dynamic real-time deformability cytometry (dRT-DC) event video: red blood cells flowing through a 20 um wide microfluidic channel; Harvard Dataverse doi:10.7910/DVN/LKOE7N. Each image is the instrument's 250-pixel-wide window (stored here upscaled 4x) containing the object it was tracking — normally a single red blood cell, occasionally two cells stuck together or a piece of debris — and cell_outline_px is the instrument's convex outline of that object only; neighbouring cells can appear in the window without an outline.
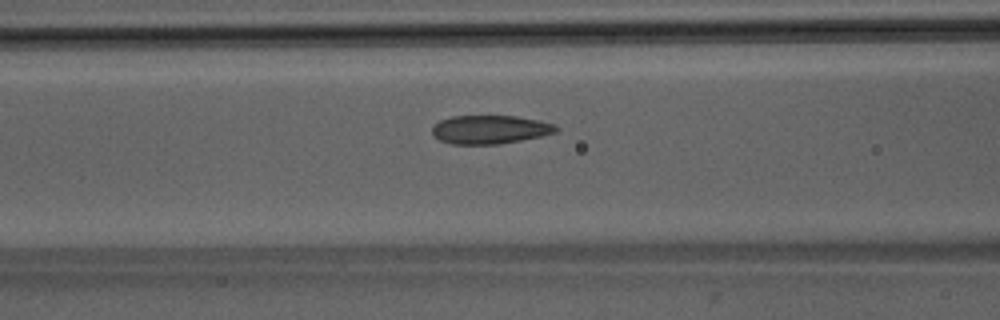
{"species": "Egyptian fruit bat (a non-hibernating species)", "species_latin": "Rousettus aegyptiacus", "temperature_condition": "room temperature", "stored_images_in_passage": 38, "segment_of_instrument_passage": [1, 2], "camera_frame_rate_fps": 3000, "um_per_image_px": 0.085, "animal": {"sex": "male"}, "frame": {"image": 1, "passage_image": 7, "time_ms": 2.0, "image_size_px": [1000, 320], "cell_outline_px": [[560, 128], [556, 132], [540, 136], [500, 144], [452, 144], [440, 140], [432, 136], [432, 124], [440, 120], [452, 116], [516, 116], [540, 120], [556, 124]], "centroid_in_image_um": [41.64, 11.0], "position_along_channel_um": 125.0, "area_um2": 20.81}}
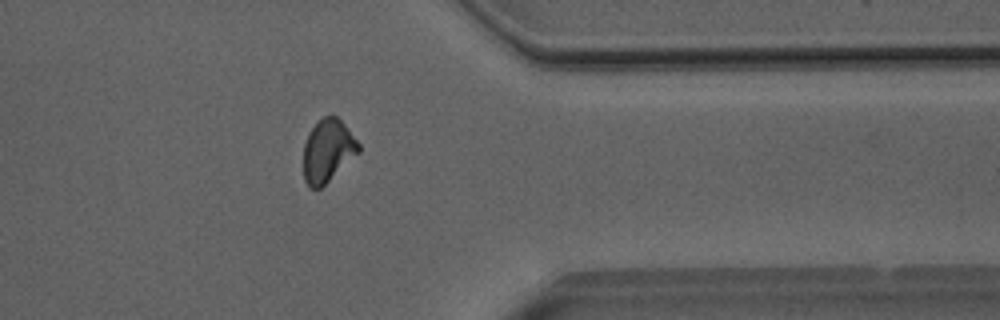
{"frame": {"image": 2, "passage_image": 27, "time_ms": 8.667, "image_size_px": [1000, 320], "cell_outline_px": [[360, 152], [320, 188], [308, 188], [304, 180], [304, 144], [308, 132], [316, 120], [324, 116], [336, 116], [344, 124], [360, 144]], "centroid_in_image_um": [27.84, 12.8], "position_along_channel_um": 383.6, "area_um2": 20.17}}
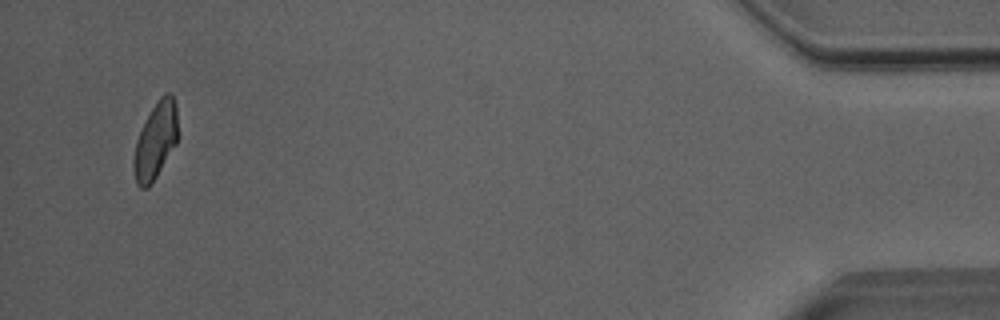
{"frame": {"image": 3, "passage_image": 35, "time_ms": 11.333, "image_size_px": [1000, 320], "cell_outline_px": [[176, 144], [156, 176], [148, 188], [140, 188], [136, 184], [132, 164], [132, 160], [136, 140], [152, 108], [160, 96], [164, 92], [172, 92], [176, 104]], "centroid_in_image_um": [13.2, 11.96], "position_along_channel_um": 422.0, "area_um2": 19.48}}